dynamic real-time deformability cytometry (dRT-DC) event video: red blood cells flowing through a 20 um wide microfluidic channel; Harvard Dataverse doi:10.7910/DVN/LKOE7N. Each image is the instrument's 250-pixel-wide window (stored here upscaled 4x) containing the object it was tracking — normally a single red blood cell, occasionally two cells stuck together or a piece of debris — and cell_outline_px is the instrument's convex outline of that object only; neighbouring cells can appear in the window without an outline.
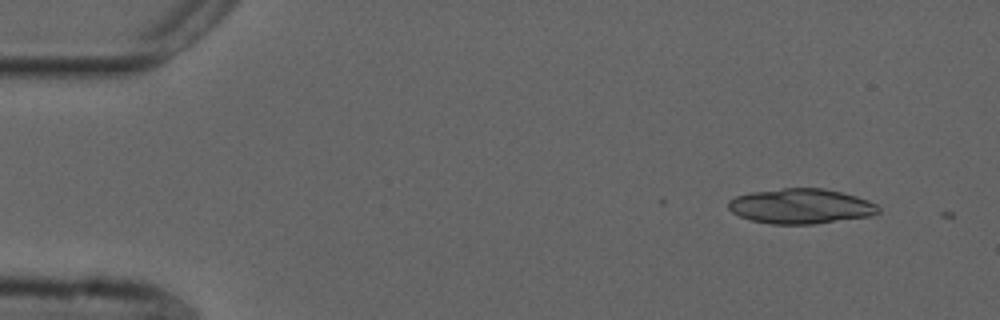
{"species": "common noctule bat (a hibernating species)", "species_latin": "Nyctalus noctula", "temperature_condition": "cold", "stored_images_in_passage": 2, "camera_frame_rate_fps": 3000, "um_per_image_px": 0.085, "animal": {"sex": "male", "forearm_length_mm": 52.5}, "frame": {"image": 1, "passage_image": 1, "time_ms": 0.0, "image_size_px": [1000, 320], "cell_outline_px": [[880, 212], [872, 216], [812, 224], [772, 224], [752, 220], [740, 216], [732, 212], [728, 208], [728, 200], [736, 196], [748, 192], [784, 188], [824, 188], [856, 196], [868, 200], [876, 204], [880, 208]], "centroid_in_image_um": [68.07, 17.52], "position_along_channel_um": 16.9, "area_um2": 30.69}}